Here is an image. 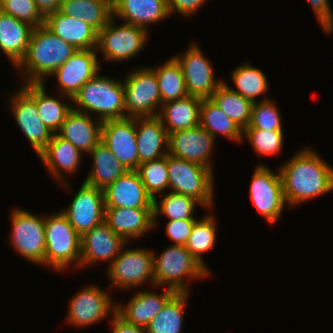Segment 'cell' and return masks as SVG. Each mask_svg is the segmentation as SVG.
I'll use <instances>...</instances> for the list:
<instances>
[{
    "mask_svg": "<svg viewBox=\"0 0 333 333\" xmlns=\"http://www.w3.org/2000/svg\"><path fill=\"white\" fill-rule=\"evenodd\" d=\"M44 25L77 50L97 47L98 32L84 20L56 11L45 17Z\"/></svg>",
    "mask_w": 333,
    "mask_h": 333,
    "instance_id": "cell-27",
    "label": "cell"
},
{
    "mask_svg": "<svg viewBox=\"0 0 333 333\" xmlns=\"http://www.w3.org/2000/svg\"><path fill=\"white\" fill-rule=\"evenodd\" d=\"M137 172L141 178L148 194L156 198L169 188V175L167 168V155L157 159L139 164ZM156 194V196H155Z\"/></svg>",
    "mask_w": 333,
    "mask_h": 333,
    "instance_id": "cell-40",
    "label": "cell"
},
{
    "mask_svg": "<svg viewBox=\"0 0 333 333\" xmlns=\"http://www.w3.org/2000/svg\"><path fill=\"white\" fill-rule=\"evenodd\" d=\"M169 14H174L175 12L183 17L189 18L194 16L196 12L201 8L207 0H167Z\"/></svg>",
    "mask_w": 333,
    "mask_h": 333,
    "instance_id": "cell-46",
    "label": "cell"
},
{
    "mask_svg": "<svg viewBox=\"0 0 333 333\" xmlns=\"http://www.w3.org/2000/svg\"><path fill=\"white\" fill-rule=\"evenodd\" d=\"M201 102L202 98L187 95L162 104L157 117L167 134L200 125Z\"/></svg>",
    "mask_w": 333,
    "mask_h": 333,
    "instance_id": "cell-30",
    "label": "cell"
},
{
    "mask_svg": "<svg viewBox=\"0 0 333 333\" xmlns=\"http://www.w3.org/2000/svg\"><path fill=\"white\" fill-rule=\"evenodd\" d=\"M77 49L56 36L45 25L33 28L24 58L15 67L23 83H45Z\"/></svg>",
    "mask_w": 333,
    "mask_h": 333,
    "instance_id": "cell-2",
    "label": "cell"
},
{
    "mask_svg": "<svg viewBox=\"0 0 333 333\" xmlns=\"http://www.w3.org/2000/svg\"><path fill=\"white\" fill-rule=\"evenodd\" d=\"M125 78L123 80L125 118L157 116L162 98L151 66L132 69Z\"/></svg>",
    "mask_w": 333,
    "mask_h": 333,
    "instance_id": "cell-7",
    "label": "cell"
},
{
    "mask_svg": "<svg viewBox=\"0 0 333 333\" xmlns=\"http://www.w3.org/2000/svg\"><path fill=\"white\" fill-rule=\"evenodd\" d=\"M135 128L138 166L168 154V134L157 116L135 117Z\"/></svg>",
    "mask_w": 333,
    "mask_h": 333,
    "instance_id": "cell-26",
    "label": "cell"
},
{
    "mask_svg": "<svg viewBox=\"0 0 333 333\" xmlns=\"http://www.w3.org/2000/svg\"><path fill=\"white\" fill-rule=\"evenodd\" d=\"M215 139L200 125L168 134V154L213 171L211 155Z\"/></svg>",
    "mask_w": 333,
    "mask_h": 333,
    "instance_id": "cell-16",
    "label": "cell"
},
{
    "mask_svg": "<svg viewBox=\"0 0 333 333\" xmlns=\"http://www.w3.org/2000/svg\"><path fill=\"white\" fill-rule=\"evenodd\" d=\"M14 120L39 155L52 139L53 133L43 124L35 100L20 86L9 99Z\"/></svg>",
    "mask_w": 333,
    "mask_h": 333,
    "instance_id": "cell-17",
    "label": "cell"
},
{
    "mask_svg": "<svg viewBox=\"0 0 333 333\" xmlns=\"http://www.w3.org/2000/svg\"><path fill=\"white\" fill-rule=\"evenodd\" d=\"M111 319L112 333H147L145 327L136 326L134 324L127 323L116 313L113 314Z\"/></svg>",
    "mask_w": 333,
    "mask_h": 333,
    "instance_id": "cell-47",
    "label": "cell"
},
{
    "mask_svg": "<svg viewBox=\"0 0 333 333\" xmlns=\"http://www.w3.org/2000/svg\"><path fill=\"white\" fill-rule=\"evenodd\" d=\"M159 254L157 256L153 252L155 287L161 288L166 285L167 288L176 292H190L189 279L200 280L210 276V273L197 262L185 246L172 244Z\"/></svg>",
    "mask_w": 333,
    "mask_h": 333,
    "instance_id": "cell-4",
    "label": "cell"
},
{
    "mask_svg": "<svg viewBox=\"0 0 333 333\" xmlns=\"http://www.w3.org/2000/svg\"><path fill=\"white\" fill-rule=\"evenodd\" d=\"M194 42L182 55L173 56L180 64L188 95L210 98L223 80H216L214 67Z\"/></svg>",
    "mask_w": 333,
    "mask_h": 333,
    "instance_id": "cell-13",
    "label": "cell"
},
{
    "mask_svg": "<svg viewBox=\"0 0 333 333\" xmlns=\"http://www.w3.org/2000/svg\"><path fill=\"white\" fill-rule=\"evenodd\" d=\"M0 11L12 15L34 28L44 25L45 17L38 10L34 0H0Z\"/></svg>",
    "mask_w": 333,
    "mask_h": 333,
    "instance_id": "cell-43",
    "label": "cell"
},
{
    "mask_svg": "<svg viewBox=\"0 0 333 333\" xmlns=\"http://www.w3.org/2000/svg\"><path fill=\"white\" fill-rule=\"evenodd\" d=\"M112 18L98 32L96 50L102 53L103 59L112 62H123L135 58L141 53L149 38V31L137 25L122 23L116 25Z\"/></svg>",
    "mask_w": 333,
    "mask_h": 333,
    "instance_id": "cell-9",
    "label": "cell"
},
{
    "mask_svg": "<svg viewBox=\"0 0 333 333\" xmlns=\"http://www.w3.org/2000/svg\"><path fill=\"white\" fill-rule=\"evenodd\" d=\"M103 191L105 208H153L137 170H128Z\"/></svg>",
    "mask_w": 333,
    "mask_h": 333,
    "instance_id": "cell-20",
    "label": "cell"
},
{
    "mask_svg": "<svg viewBox=\"0 0 333 333\" xmlns=\"http://www.w3.org/2000/svg\"><path fill=\"white\" fill-rule=\"evenodd\" d=\"M80 268L107 261L108 266L117 258L127 243L105 222L93 227L81 236Z\"/></svg>",
    "mask_w": 333,
    "mask_h": 333,
    "instance_id": "cell-19",
    "label": "cell"
},
{
    "mask_svg": "<svg viewBox=\"0 0 333 333\" xmlns=\"http://www.w3.org/2000/svg\"><path fill=\"white\" fill-rule=\"evenodd\" d=\"M11 211L10 245L24 259L45 266V215L18 208Z\"/></svg>",
    "mask_w": 333,
    "mask_h": 333,
    "instance_id": "cell-10",
    "label": "cell"
},
{
    "mask_svg": "<svg viewBox=\"0 0 333 333\" xmlns=\"http://www.w3.org/2000/svg\"><path fill=\"white\" fill-rule=\"evenodd\" d=\"M274 100L254 102L251 118L248 126L244 129H262L269 131H283V123L278 106Z\"/></svg>",
    "mask_w": 333,
    "mask_h": 333,
    "instance_id": "cell-42",
    "label": "cell"
},
{
    "mask_svg": "<svg viewBox=\"0 0 333 333\" xmlns=\"http://www.w3.org/2000/svg\"><path fill=\"white\" fill-rule=\"evenodd\" d=\"M216 221L214 214L210 215V213L197 219L185 244L186 249L209 273L210 270L207 264H205L202 254H206V252H209L215 246L218 229Z\"/></svg>",
    "mask_w": 333,
    "mask_h": 333,
    "instance_id": "cell-37",
    "label": "cell"
},
{
    "mask_svg": "<svg viewBox=\"0 0 333 333\" xmlns=\"http://www.w3.org/2000/svg\"><path fill=\"white\" fill-rule=\"evenodd\" d=\"M84 155L69 141L64 140L57 134H53L47 147L38 155L47 171L61 183L65 189L70 190L69 182L64 174L77 172ZM65 172V173H64ZM63 173V174H62ZM68 182V183H67Z\"/></svg>",
    "mask_w": 333,
    "mask_h": 333,
    "instance_id": "cell-22",
    "label": "cell"
},
{
    "mask_svg": "<svg viewBox=\"0 0 333 333\" xmlns=\"http://www.w3.org/2000/svg\"><path fill=\"white\" fill-rule=\"evenodd\" d=\"M210 99L242 130L248 126L253 102L232 90L226 82L219 85Z\"/></svg>",
    "mask_w": 333,
    "mask_h": 333,
    "instance_id": "cell-36",
    "label": "cell"
},
{
    "mask_svg": "<svg viewBox=\"0 0 333 333\" xmlns=\"http://www.w3.org/2000/svg\"><path fill=\"white\" fill-rule=\"evenodd\" d=\"M40 13L46 17L48 14L59 10L62 0H34Z\"/></svg>",
    "mask_w": 333,
    "mask_h": 333,
    "instance_id": "cell-48",
    "label": "cell"
},
{
    "mask_svg": "<svg viewBox=\"0 0 333 333\" xmlns=\"http://www.w3.org/2000/svg\"><path fill=\"white\" fill-rule=\"evenodd\" d=\"M161 200L157 198L153 202V225L156 227L160 215L165 216L167 220L198 219L193 215L196 211V205L202 204L189 196L177 194L168 191Z\"/></svg>",
    "mask_w": 333,
    "mask_h": 333,
    "instance_id": "cell-38",
    "label": "cell"
},
{
    "mask_svg": "<svg viewBox=\"0 0 333 333\" xmlns=\"http://www.w3.org/2000/svg\"><path fill=\"white\" fill-rule=\"evenodd\" d=\"M323 31L333 34V10L329 0H308Z\"/></svg>",
    "mask_w": 333,
    "mask_h": 333,
    "instance_id": "cell-45",
    "label": "cell"
},
{
    "mask_svg": "<svg viewBox=\"0 0 333 333\" xmlns=\"http://www.w3.org/2000/svg\"><path fill=\"white\" fill-rule=\"evenodd\" d=\"M104 222L129 242L154 229L153 208H105Z\"/></svg>",
    "mask_w": 333,
    "mask_h": 333,
    "instance_id": "cell-24",
    "label": "cell"
},
{
    "mask_svg": "<svg viewBox=\"0 0 333 333\" xmlns=\"http://www.w3.org/2000/svg\"><path fill=\"white\" fill-rule=\"evenodd\" d=\"M88 155L93 157V165L83 182L90 186L104 190L128 171L102 141Z\"/></svg>",
    "mask_w": 333,
    "mask_h": 333,
    "instance_id": "cell-31",
    "label": "cell"
},
{
    "mask_svg": "<svg viewBox=\"0 0 333 333\" xmlns=\"http://www.w3.org/2000/svg\"><path fill=\"white\" fill-rule=\"evenodd\" d=\"M189 292H176L146 326L147 333H182Z\"/></svg>",
    "mask_w": 333,
    "mask_h": 333,
    "instance_id": "cell-33",
    "label": "cell"
},
{
    "mask_svg": "<svg viewBox=\"0 0 333 333\" xmlns=\"http://www.w3.org/2000/svg\"><path fill=\"white\" fill-rule=\"evenodd\" d=\"M67 323L74 327H87L108 318L116 312L113 301L106 290L97 285H87L69 301Z\"/></svg>",
    "mask_w": 333,
    "mask_h": 333,
    "instance_id": "cell-12",
    "label": "cell"
},
{
    "mask_svg": "<svg viewBox=\"0 0 333 333\" xmlns=\"http://www.w3.org/2000/svg\"><path fill=\"white\" fill-rule=\"evenodd\" d=\"M123 81L97 73L73 97V109L100 121L125 118ZM97 114V115H96Z\"/></svg>",
    "mask_w": 333,
    "mask_h": 333,
    "instance_id": "cell-3",
    "label": "cell"
},
{
    "mask_svg": "<svg viewBox=\"0 0 333 333\" xmlns=\"http://www.w3.org/2000/svg\"><path fill=\"white\" fill-rule=\"evenodd\" d=\"M21 87L35 100L38 114L43 124L56 134L67 115L72 111V99L61 95V100L50 94H46L45 83H22ZM63 97H65L63 99ZM67 98V99H66ZM66 100H70L71 104Z\"/></svg>",
    "mask_w": 333,
    "mask_h": 333,
    "instance_id": "cell-28",
    "label": "cell"
},
{
    "mask_svg": "<svg viewBox=\"0 0 333 333\" xmlns=\"http://www.w3.org/2000/svg\"><path fill=\"white\" fill-rule=\"evenodd\" d=\"M101 141L127 170L138 168L135 117L102 122Z\"/></svg>",
    "mask_w": 333,
    "mask_h": 333,
    "instance_id": "cell-18",
    "label": "cell"
},
{
    "mask_svg": "<svg viewBox=\"0 0 333 333\" xmlns=\"http://www.w3.org/2000/svg\"><path fill=\"white\" fill-rule=\"evenodd\" d=\"M200 126L207 130L215 140L217 134H220L233 142H242L243 130L216 106L210 98L202 99Z\"/></svg>",
    "mask_w": 333,
    "mask_h": 333,
    "instance_id": "cell-34",
    "label": "cell"
},
{
    "mask_svg": "<svg viewBox=\"0 0 333 333\" xmlns=\"http://www.w3.org/2000/svg\"><path fill=\"white\" fill-rule=\"evenodd\" d=\"M162 293L153 290H138L126 305L116 302V314L124 321L136 326L145 327L161 311L166 302L176 293L165 287Z\"/></svg>",
    "mask_w": 333,
    "mask_h": 333,
    "instance_id": "cell-21",
    "label": "cell"
},
{
    "mask_svg": "<svg viewBox=\"0 0 333 333\" xmlns=\"http://www.w3.org/2000/svg\"><path fill=\"white\" fill-rule=\"evenodd\" d=\"M275 172L264 164H258L254 169L249 189L253 205L270 225L280 219L285 206H288L279 169Z\"/></svg>",
    "mask_w": 333,
    "mask_h": 333,
    "instance_id": "cell-11",
    "label": "cell"
},
{
    "mask_svg": "<svg viewBox=\"0 0 333 333\" xmlns=\"http://www.w3.org/2000/svg\"><path fill=\"white\" fill-rule=\"evenodd\" d=\"M96 49H79L50 76L58 81L59 94L73 99L80 88L99 70Z\"/></svg>",
    "mask_w": 333,
    "mask_h": 333,
    "instance_id": "cell-15",
    "label": "cell"
},
{
    "mask_svg": "<svg viewBox=\"0 0 333 333\" xmlns=\"http://www.w3.org/2000/svg\"><path fill=\"white\" fill-rule=\"evenodd\" d=\"M156 75L162 104L188 95L180 64L172 57L158 67H151Z\"/></svg>",
    "mask_w": 333,
    "mask_h": 333,
    "instance_id": "cell-39",
    "label": "cell"
},
{
    "mask_svg": "<svg viewBox=\"0 0 333 333\" xmlns=\"http://www.w3.org/2000/svg\"><path fill=\"white\" fill-rule=\"evenodd\" d=\"M127 242L117 258L107 266L110 287L131 289L143 287L146 283L154 286L153 252L146 248L128 249ZM126 247V248H125ZM125 248V249H124Z\"/></svg>",
    "mask_w": 333,
    "mask_h": 333,
    "instance_id": "cell-8",
    "label": "cell"
},
{
    "mask_svg": "<svg viewBox=\"0 0 333 333\" xmlns=\"http://www.w3.org/2000/svg\"><path fill=\"white\" fill-rule=\"evenodd\" d=\"M94 117L72 109L56 134L88 155L101 141L102 121Z\"/></svg>",
    "mask_w": 333,
    "mask_h": 333,
    "instance_id": "cell-23",
    "label": "cell"
},
{
    "mask_svg": "<svg viewBox=\"0 0 333 333\" xmlns=\"http://www.w3.org/2000/svg\"><path fill=\"white\" fill-rule=\"evenodd\" d=\"M33 26L0 11V49L15 68L24 58Z\"/></svg>",
    "mask_w": 333,
    "mask_h": 333,
    "instance_id": "cell-29",
    "label": "cell"
},
{
    "mask_svg": "<svg viewBox=\"0 0 333 333\" xmlns=\"http://www.w3.org/2000/svg\"><path fill=\"white\" fill-rule=\"evenodd\" d=\"M62 214L67 218L75 231L82 236L93 227L104 222V191L82 183L78 192Z\"/></svg>",
    "mask_w": 333,
    "mask_h": 333,
    "instance_id": "cell-14",
    "label": "cell"
},
{
    "mask_svg": "<svg viewBox=\"0 0 333 333\" xmlns=\"http://www.w3.org/2000/svg\"><path fill=\"white\" fill-rule=\"evenodd\" d=\"M58 11L84 20L97 32L113 18L112 0H62Z\"/></svg>",
    "mask_w": 333,
    "mask_h": 333,
    "instance_id": "cell-32",
    "label": "cell"
},
{
    "mask_svg": "<svg viewBox=\"0 0 333 333\" xmlns=\"http://www.w3.org/2000/svg\"><path fill=\"white\" fill-rule=\"evenodd\" d=\"M81 236L62 212L45 215V266L62 272L75 264L80 268Z\"/></svg>",
    "mask_w": 333,
    "mask_h": 333,
    "instance_id": "cell-5",
    "label": "cell"
},
{
    "mask_svg": "<svg viewBox=\"0 0 333 333\" xmlns=\"http://www.w3.org/2000/svg\"><path fill=\"white\" fill-rule=\"evenodd\" d=\"M170 192L198 200L204 208L214 205V173L199 164L167 154Z\"/></svg>",
    "mask_w": 333,
    "mask_h": 333,
    "instance_id": "cell-6",
    "label": "cell"
},
{
    "mask_svg": "<svg viewBox=\"0 0 333 333\" xmlns=\"http://www.w3.org/2000/svg\"><path fill=\"white\" fill-rule=\"evenodd\" d=\"M113 18L148 30L149 24L170 16L167 0H112Z\"/></svg>",
    "mask_w": 333,
    "mask_h": 333,
    "instance_id": "cell-25",
    "label": "cell"
},
{
    "mask_svg": "<svg viewBox=\"0 0 333 333\" xmlns=\"http://www.w3.org/2000/svg\"><path fill=\"white\" fill-rule=\"evenodd\" d=\"M197 219L168 220L166 234L173 245L185 246Z\"/></svg>",
    "mask_w": 333,
    "mask_h": 333,
    "instance_id": "cell-44",
    "label": "cell"
},
{
    "mask_svg": "<svg viewBox=\"0 0 333 333\" xmlns=\"http://www.w3.org/2000/svg\"><path fill=\"white\" fill-rule=\"evenodd\" d=\"M231 72V79L236 86L235 89L231 88L232 90L253 103L269 99L264 97V99L258 100L259 96H265L264 94L269 90V82L262 69L245 62Z\"/></svg>",
    "mask_w": 333,
    "mask_h": 333,
    "instance_id": "cell-35",
    "label": "cell"
},
{
    "mask_svg": "<svg viewBox=\"0 0 333 333\" xmlns=\"http://www.w3.org/2000/svg\"><path fill=\"white\" fill-rule=\"evenodd\" d=\"M283 131H269L262 129H243L242 136L252 146V150L261 156H278L283 149Z\"/></svg>",
    "mask_w": 333,
    "mask_h": 333,
    "instance_id": "cell-41",
    "label": "cell"
},
{
    "mask_svg": "<svg viewBox=\"0 0 333 333\" xmlns=\"http://www.w3.org/2000/svg\"><path fill=\"white\" fill-rule=\"evenodd\" d=\"M278 169L288 207L299 206L311 198L333 191V167L313 148L297 150Z\"/></svg>",
    "mask_w": 333,
    "mask_h": 333,
    "instance_id": "cell-1",
    "label": "cell"
}]
</instances>
